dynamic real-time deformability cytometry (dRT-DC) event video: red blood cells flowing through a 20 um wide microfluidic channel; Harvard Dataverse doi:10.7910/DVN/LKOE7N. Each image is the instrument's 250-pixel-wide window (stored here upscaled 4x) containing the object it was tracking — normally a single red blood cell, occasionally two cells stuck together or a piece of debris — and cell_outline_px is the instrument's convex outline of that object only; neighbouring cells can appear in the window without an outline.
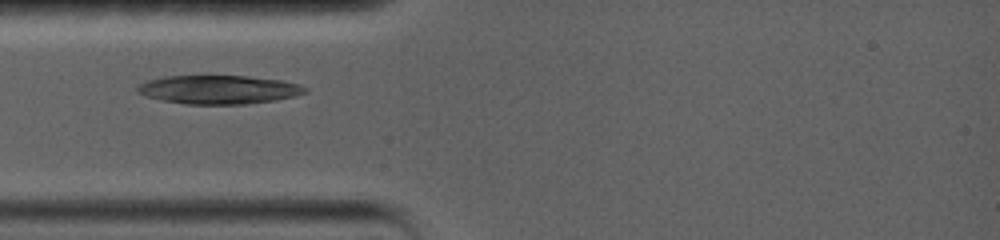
{"species": "common noctule bat (a hibernating species)", "species_latin": "Nyctalus noctula", "temperature_condition": "warm", "stored_images_in_passage": 36, "camera_frame_rate_fps": 5000, "um_per_image_px": 0.085, "animal": {"sex": "female", "body_mass_g": 19.0, "forearm_length_mm": 56.7}, "frame": {"image": 1, "passage_image": 1, "time_ms": 0.0, "image_size_px": [1000, 240], "cell_outline_px": [[308, 92], [296, 96], [276, 100], [244, 104], [184, 104], [160, 100], [136, 92], [136, 88], [140, 84], [148, 80], [164, 76], [248, 76], [280, 80], [300, 84], [308, 88]], "centroid_in_image_um": [18.62, 7.62], "position_along_channel_um": 66.4, "area_um2": 28.09}}
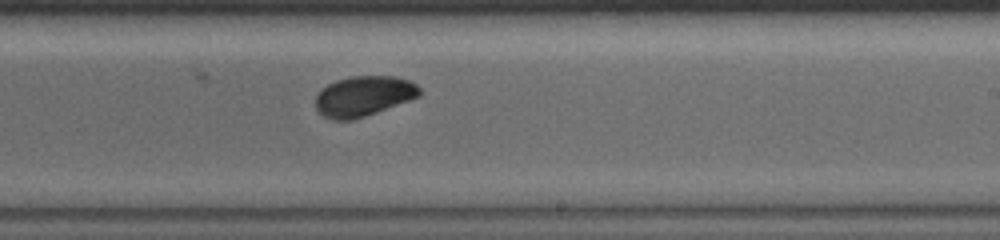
{"frame": {"image": 2, "passage_image": 15, "time_ms": 5.4, "image_size_px": [1000, 240], "cell_outline_px": [[420, 96], [376, 112], [352, 120], [332, 120], [324, 116], [316, 108], [316, 92], [320, 88], [336, 80], [352, 76], [392, 76], [408, 80], [416, 84], [420, 88]], "centroid_in_image_um": [30.87, 8.16], "position_along_channel_um": 258.1, "area_um2": 24.28}}
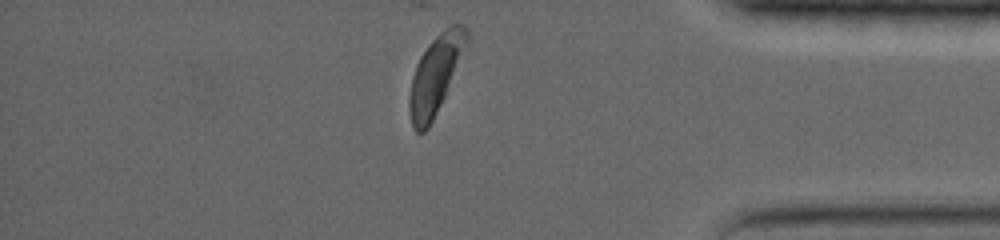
{"frame": {"image": 3, "passage_image": 36, "time_ms": 10.0, "image_size_px": [1000, 240], "cell_outline_px": [[468, 44], [444, 96], [428, 128], [424, 132], [416, 132], [412, 124], [408, 108], [408, 96], [412, 76], [416, 64], [420, 56], [428, 44], [444, 28], [452, 24], [464, 24], [468, 28]], "centroid_in_image_um": [37.01, 6.3], "position_along_channel_um": 398.2, "area_um2": 25.89}}